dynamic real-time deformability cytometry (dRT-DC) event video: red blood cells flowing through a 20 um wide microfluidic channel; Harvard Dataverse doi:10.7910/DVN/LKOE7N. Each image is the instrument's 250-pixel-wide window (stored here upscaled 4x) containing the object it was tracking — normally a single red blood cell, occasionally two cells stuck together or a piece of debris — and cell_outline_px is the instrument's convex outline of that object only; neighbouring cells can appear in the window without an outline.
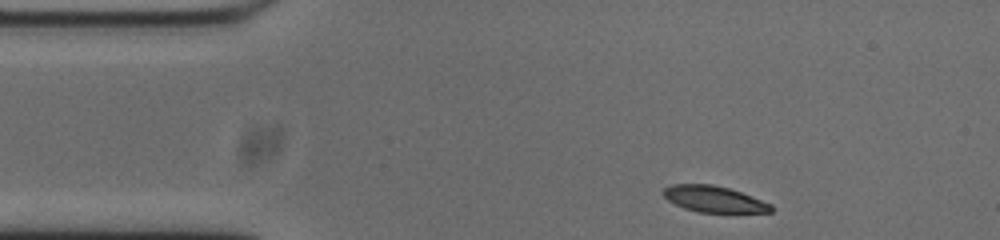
{"species": "common noctule bat (a hibernating species)", "species_latin": "Nyctalus noctula", "temperature_condition": "cold", "stored_images_in_passage": 47, "camera_frame_rate_fps": 3000, "um_per_image_px": 0.085, "animal": {"sex": "male", "body_mass_g": 20.0, "forearm_length_mm": 53.3}, "frame": {"image": 1, "passage_image": 1, "time_ms": 0.0, "image_size_px": [1000, 240], "cell_outline_px": [[776, 208], [772, 212], [700, 212], [684, 208], [668, 200], [660, 192], [664, 188], [672, 184], [712, 184], [728, 188], [752, 196], [772, 204]], "centroid_in_image_um": [60.7, 16.92], "position_along_channel_um": 24.3, "area_um2": 16.47}}
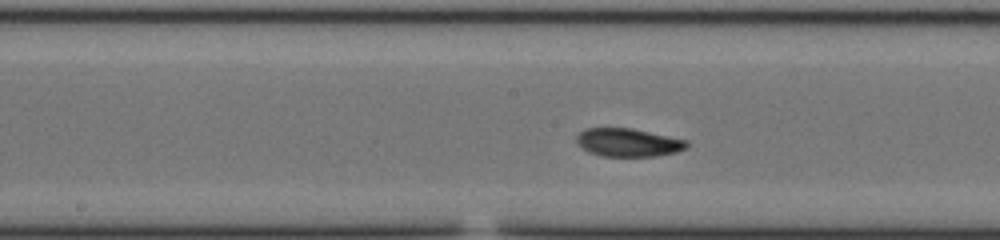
{"frame": {"image": 2, "passage_image": 19, "time_ms": 6.0, "image_size_px": [1000, 240], "cell_outline_px": [[688, 148], [676, 152], [652, 156], [600, 156], [588, 152], [576, 140], [576, 136], [584, 128], [632, 128], [688, 140]], "centroid_in_image_um": [53.41, 12.1], "position_along_channel_um": 194.8, "area_um2": 18.09}}
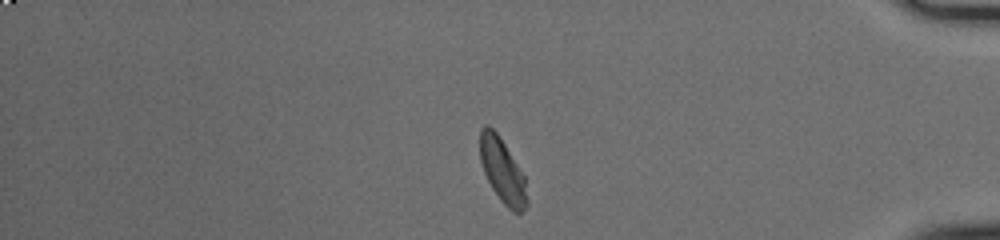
{"frame": {"image": 3, "passage_image": 38, "time_ms": 12.333, "image_size_px": [1000, 240], "cell_outline_px": [[528, 204], [520, 212], [512, 212], [500, 200], [492, 188], [484, 172], [480, 160], [480, 128], [484, 124], [488, 124], [496, 132], [504, 144], [524, 176], [528, 200]], "centroid_in_image_um": [42.69, 14.51], "position_along_channel_um": 392.5, "area_um2": 17.4}, "authors_computed_cell_mechanics": {"area_um2": 17.9758, "velocity_mm_per_s": 3.724, "shape_relaxation_time_tau1_ms": 4.0318, "shape_relaxation_time_tau2_ms": null, "deformation_change_tau1": 0.1574, "deformation_change_tau2": null}}